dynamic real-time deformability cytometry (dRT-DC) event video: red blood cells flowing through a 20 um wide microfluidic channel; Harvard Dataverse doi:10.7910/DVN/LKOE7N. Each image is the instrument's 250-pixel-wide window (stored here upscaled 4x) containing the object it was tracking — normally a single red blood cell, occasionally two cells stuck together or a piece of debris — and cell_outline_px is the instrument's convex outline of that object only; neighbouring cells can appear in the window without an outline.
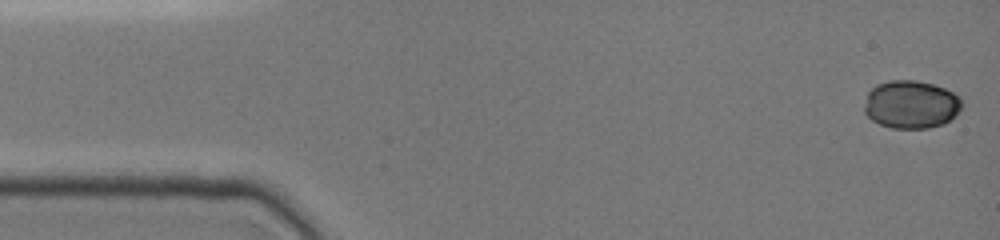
{"species": "common noctule bat (a hibernating species)", "species_latin": "Nyctalus noctula", "temperature_condition": "cold", "stored_images_in_passage": 22, "camera_frame_rate_fps": 3000, "um_per_image_px": 0.085, "animal": {"sex": "female", "body_mass_g": 19.0, "forearm_length_mm": 51.5}, "frame": {"image": 1, "passage_image": 1, "time_ms": 0.0, "image_size_px": [1000, 240], "cell_outline_px": [[960, 108], [944, 124], [928, 128], [892, 128], [880, 124], [872, 120], [864, 112], [864, 108], [868, 92], [876, 84], [888, 80], [916, 80], [932, 84], [944, 88], [960, 96]], "centroid_in_image_um": [77.4, 8.87], "position_along_channel_um": 7.6, "area_um2": 27.11}}
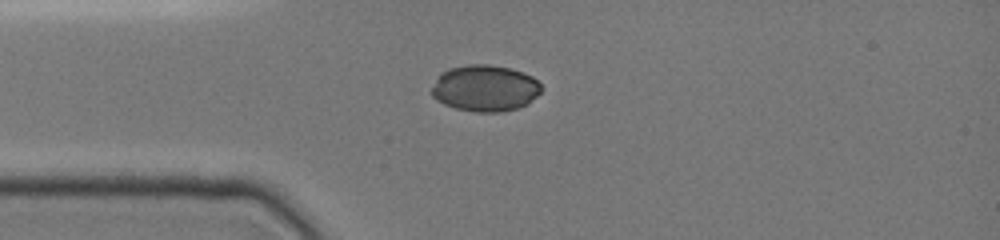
{"frame": {"image": 2, "passage_image": 17, "time_ms": 3.667, "image_size_px": [1000, 240], "cell_outline_px": [[540, 92], [528, 104], [520, 108], [500, 112], [476, 112], [456, 108], [444, 104], [436, 100], [432, 96], [432, 88], [440, 72], [448, 68], [468, 64], [488, 64], [512, 68], [532, 76], [540, 84]], "centroid_in_image_um": [41.22, 7.49], "position_along_channel_um": 43.8, "area_um2": 29.82}}